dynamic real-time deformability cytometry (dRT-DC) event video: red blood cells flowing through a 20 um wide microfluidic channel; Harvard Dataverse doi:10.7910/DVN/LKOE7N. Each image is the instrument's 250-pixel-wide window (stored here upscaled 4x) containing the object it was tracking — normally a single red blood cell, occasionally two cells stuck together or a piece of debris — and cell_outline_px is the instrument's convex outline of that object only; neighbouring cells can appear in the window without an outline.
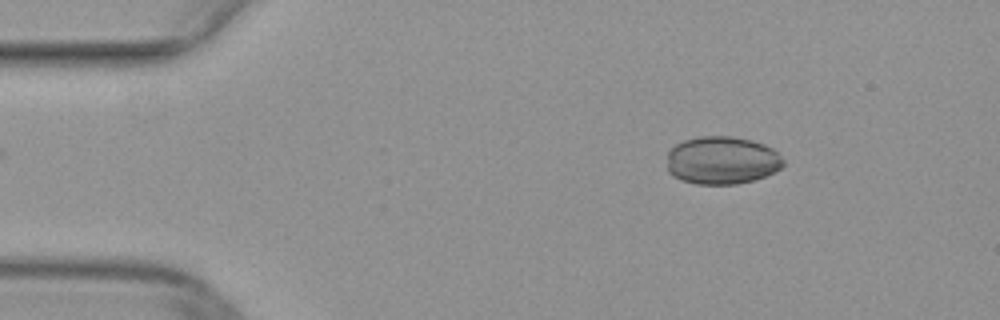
{"species": "common noctule bat (a hibernating species)", "species_latin": "Nyctalus noctula", "temperature_condition": "warm", "stored_images_in_passage": 37, "camera_frame_rate_fps": 3000, "um_per_image_px": 0.085, "animal": {"sex": "female", "body_mass_g": 29.2, "forearm_length_mm": 56.3}, "frame": {"image": 1, "passage_image": 1, "time_ms": 0.0, "image_size_px": [1000, 320], "cell_outline_px": [[784, 164], [780, 168], [756, 180], [736, 184], [696, 184], [680, 180], [672, 176], [668, 172], [668, 152], [676, 144], [684, 140], [700, 136], [732, 136], [752, 140], [764, 144], [772, 148], [784, 160]], "centroid_in_image_um": [61.35, 13.63], "position_along_channel_um": 23.6, "area_um2": 32.6}}
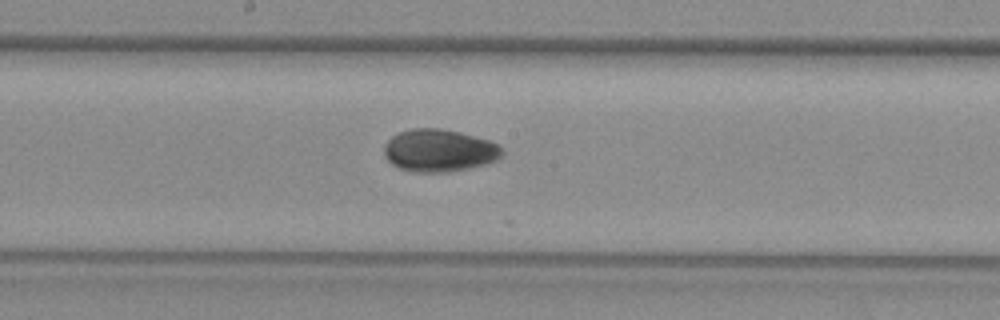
{"frame": {"image": 2, "passage_image": 20, "time_ms": 6.333, "image_size_px": [1000, 320], "cell_outline_px": [[504, 152], [496, 160], [484, 164], [468, 168], [448, 172], [412, 172], [400, 168], [392, 164], [384, 156], [384, 144], [392, 136], [400, 132], [412, 128], [440, 128], [460, 132], [488, 140], [500, 144]], "centroid_in_image_um": [37.32, 12.79], "position_along_channel_um": 210.9, "area_um2": 29.25}}
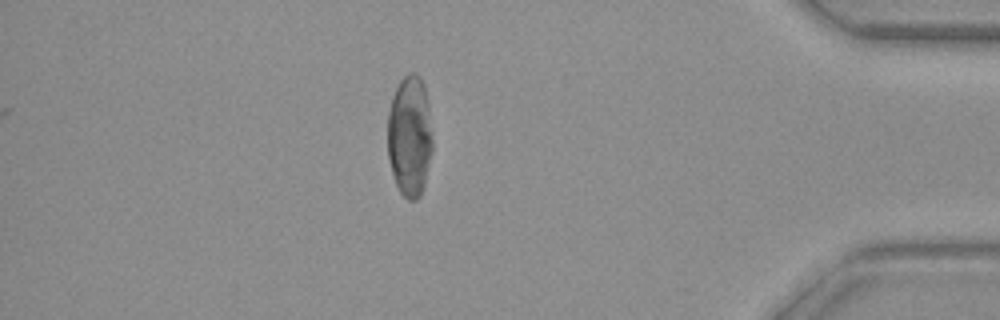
{"frame": {"image": 3, "passage_image": 37, "time_ms": 12.0, "image_size_px": [1000, 320], "cell_outline_px": [[432, 152], [424, 188], [420, 196], [416, 200], [408, 200], [400, 192], [396, 184], [392, 172], [388, 156], [388, 112], [392, 96], [400, 80], [408, 72], [416, 72], [420, 76], [424, 84], [428, 104], [432, 140]], "centroid_in_image_um": [34.83, 11.56], "position_along_channel_um": 400.4, "area_um2": 31.96}}